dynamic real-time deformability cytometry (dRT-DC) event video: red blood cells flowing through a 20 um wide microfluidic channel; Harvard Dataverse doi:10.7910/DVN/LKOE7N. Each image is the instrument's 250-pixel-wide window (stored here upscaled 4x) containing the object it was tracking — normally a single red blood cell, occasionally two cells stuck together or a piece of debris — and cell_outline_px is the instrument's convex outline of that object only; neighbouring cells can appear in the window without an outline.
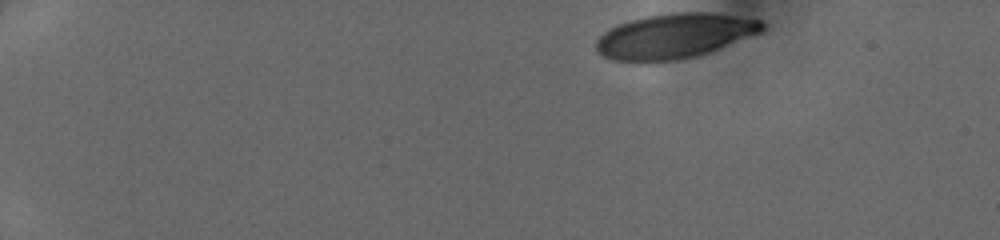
{"species": "human", "species_latin": "Homo sapiens", "temperature_condition": "cold", "stored_images_in_passage": 42, "camera_frame_rate_fps": 3000, "um_per_image_px": 0.085, "donor": {"sex": "female"}, "frame": {"image": 1, "passage_image": 1, "time_ms": 0.0, "image_size_px": [1000, 240], "cell_outline_px": [[764, 28], [760, 32], [708, 52], [696, 56], [676, 60], [612, 60], [596, 52], [596, 40], [608, 28], [616, 24], [648, 16], [672, 12], [712, 12], [760, 20], [764, 24]], "centroid_in_image_um": [57.3, 3.03], "position_along_channel_um": 27.7, "area_um2": 42.77}}
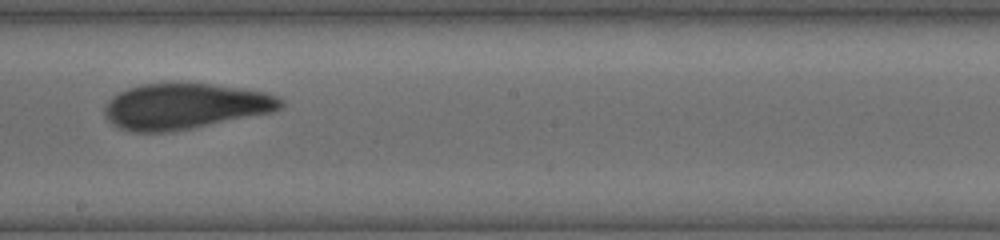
{"frame": {"image": 2, "passage_image": 24, "time_ms": 7.667, "image_size_px": [1000, 240], "cell_outline_px": [[284, 104], [280, 108], [272, 112], [192, 128], [168, 132], [132, 132], [120, 128], [112, 124], [104, 116], [104, 104], [116, 92], [140, 84], [212, 84], [240, 88], [264, 92], [276, 96], [284, 100]], "centroid_in_image_um": [15.67, 9.04], "position_along_channel_um": 232.5, "area_um2": 46.88}}
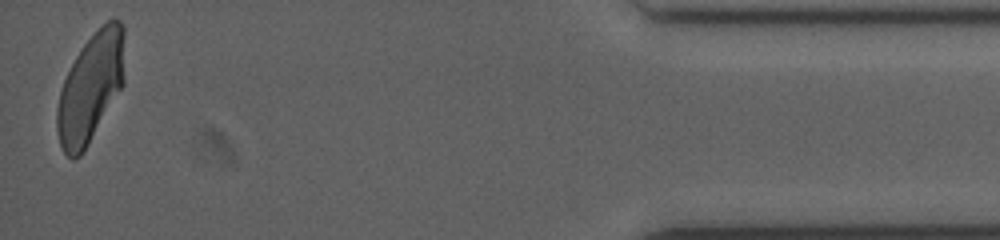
{"frame": {"image": 3, "passage_image": 42, "time_ms": 13.667, "image_size_px": [1000, 240], "cell_outline_px": [[124, 84], [88, 144], [80, 156], [72, 160], [64, 152], [60, 144], [56, 128], [56, 108], [60, 92], [64, 80], [76, 56], [84, 44], [108, 20], [116, 16], [124, 24]], "centroid_in_image_um": [7.72, 7.45], "position_along_channel_um": 427.5, "area_um2": 42.77}}